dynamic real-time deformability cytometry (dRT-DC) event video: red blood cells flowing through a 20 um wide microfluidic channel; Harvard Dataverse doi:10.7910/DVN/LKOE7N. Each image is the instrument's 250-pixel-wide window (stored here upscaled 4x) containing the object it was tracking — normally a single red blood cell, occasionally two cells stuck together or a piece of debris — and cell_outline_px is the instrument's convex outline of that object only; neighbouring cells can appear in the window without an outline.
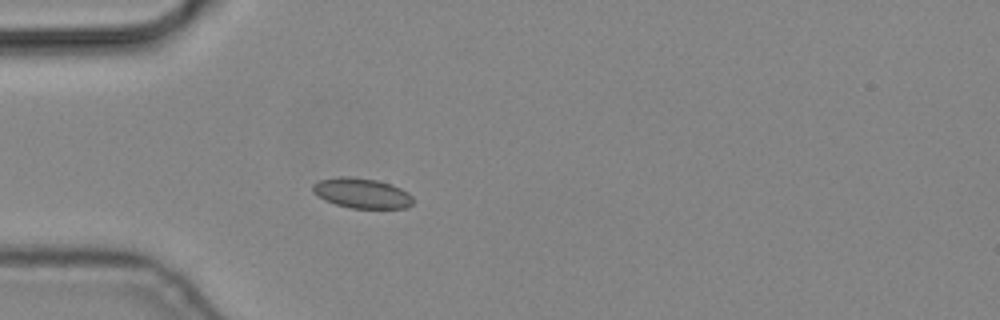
{"species": "common noctule bat (a hibernating species)", "species_latin": "Nyctalus noctula", "temperature_condition": "cold", "stored_images_in_passage": 4, "camera_frame_rate_fps": 3000, "um_per_image_px": 0.085, "animal": {"sex": "male", "body_mass_g": 19.2, "forearm_length_mm": 51.8}, "frame": {"image": 1, "passage_image": 4, "time_ms": 1.0, "image_size_px": [1000, 320], "cell_outline_px": [[412, 204], [408, 208], [348, 208], [324, 200], [312, 192], [312, 184], [320, 180], [340, 176], [348, 176], [376, 180], [392, 184], [408, 192], [412, 196]], "centroid_in_image_um": [30.74, 16.42], "position_along_channel_um": 54.3, "area_um2": 17.69}}